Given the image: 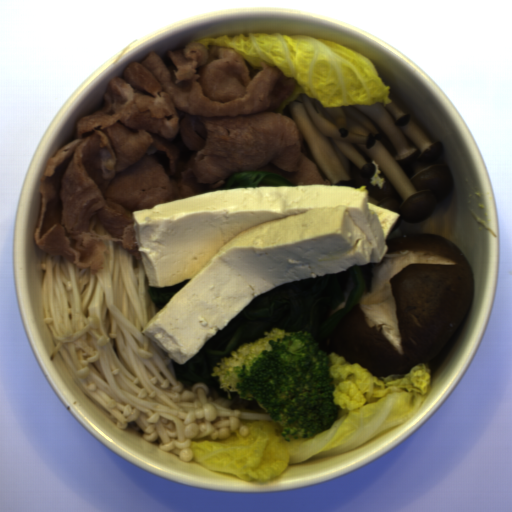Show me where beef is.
<instances>
[{
	"label": "beef",
	"instance_id": "beef-1",
	"mask_svg": "<svg viewBox=\"0 0 512 512\" xmlns=\"http://www.w3.org/2000/svg\"><path fill=\"white\" fill-rule=\"evenodd\" d=\"M147 53L109 81L103 105L76 121L74 140L39 176L34 245L92 275L106 242L142 260L132 212L213 192L234 172H268L297 186H333L281 114L298 80L262 61L250 75L234 50L194 40Z\"/></svg>",
	"mask_w": 512,
	"mask_h": 512
}]
</instances>
